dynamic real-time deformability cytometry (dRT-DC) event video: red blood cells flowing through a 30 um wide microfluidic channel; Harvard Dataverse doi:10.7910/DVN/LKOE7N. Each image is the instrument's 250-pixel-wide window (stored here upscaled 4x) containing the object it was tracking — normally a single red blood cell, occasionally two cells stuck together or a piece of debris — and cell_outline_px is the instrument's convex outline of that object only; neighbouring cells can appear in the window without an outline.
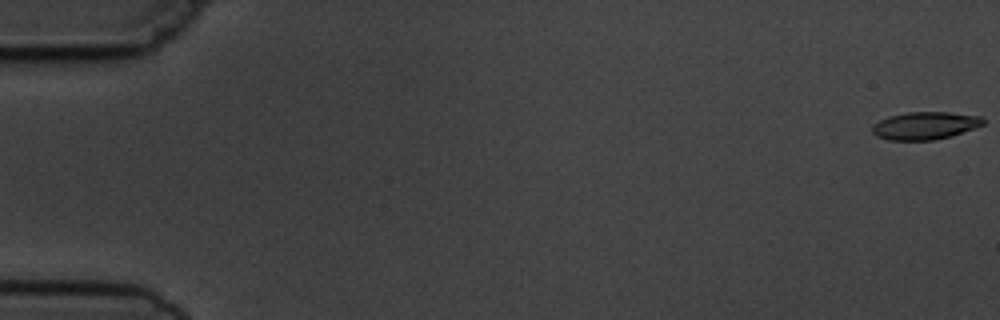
{"species": "common noctule bat (a hibernating species)", "species_latin": "Nyctalus noctula", "temperature_condition": "cold", "stored_images_in_passage": 7, "camera_frame_rate_fps": 3000, "um_per_image_px": 0.085, "animal": {"sex": "male", "body_mass_g": 19.5, "forearm_length_mm": 54.6}, "frame": {"image": 1, "passage_image": 1, "time_ms": 0.0, "image_size_px": [1000, 320], "cell_outline_px": [[984, 124], [936, 140], [888, 140], [876, 136], [872, 132], [872, 124], [888, 116], [908, 112], [948, 112], [980, 116], [984, 120]], "centroid_in_image_um": [78.56, 10.67], "position_along_channel_um": 6.4, "area_um2": 17.69}}
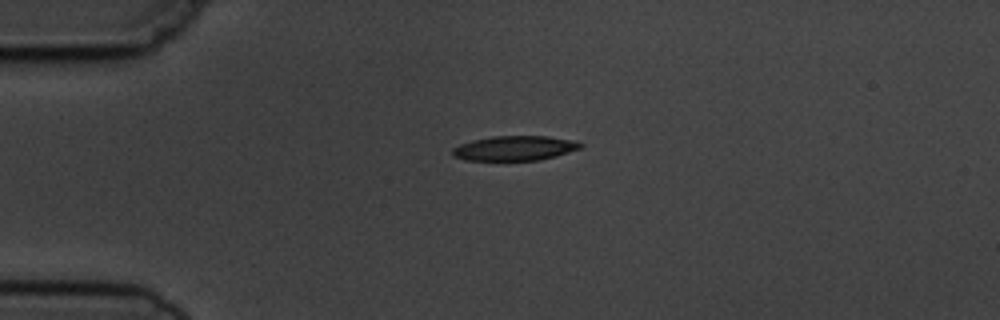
{"frame": {"image": 2, "passage_image": 5, "time_ms": 4.333, "image_size_px": [1000, 320], "cell_outline_px": [[584, 144], [580, 148], [556, 156], [540, 160], [464, 160], [452, 156], [452, 148], [460, 144], [472, 140], [492, 136], [548, 136], [568, 140]], "centroid_in_image_um": [43.69, 12.6], "position_along_channel_um": 41.3, "area_um2": 18.32}}
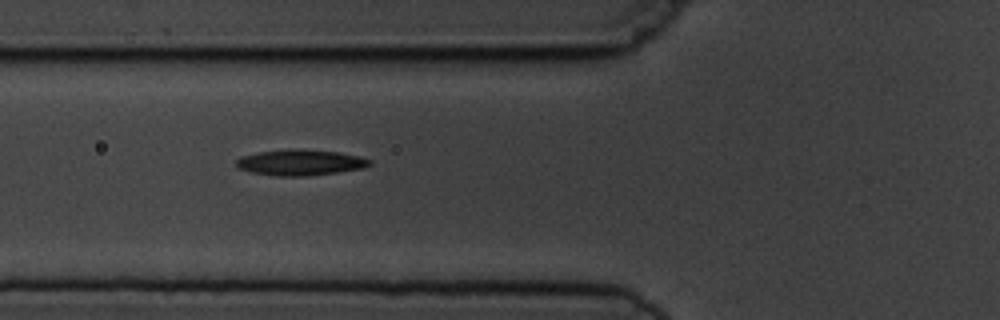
{"frame": {"image": 3, "passage_image": 7, "time_ms": 6.667, "image_size_px": [1000, 320], "cell_outline_px": [[372, 164], [364, 168], [308, 176], [276, 176], [252, 172], [236, 168], [236, 160], [240, 156], [260, 152], [288, 148], [304, 148], [340, 152], [360, 156], [372, 160]], "centroid_in_image_um": [25.54, 13.79], "position_along_channel_um": 100.3, "area_um2": 20.46}}